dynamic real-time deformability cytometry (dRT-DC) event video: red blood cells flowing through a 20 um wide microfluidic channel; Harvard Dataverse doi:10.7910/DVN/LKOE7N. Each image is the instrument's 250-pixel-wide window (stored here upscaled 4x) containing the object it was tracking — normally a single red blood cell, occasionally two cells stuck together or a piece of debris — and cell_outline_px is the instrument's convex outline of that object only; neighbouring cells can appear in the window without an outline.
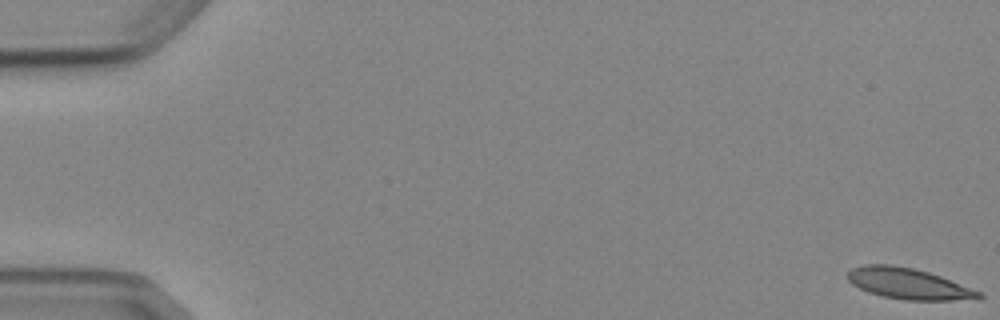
{"species": "Egyptian fruit bat (a non-hibernating species)", "species_latin": "Rousettus aegyptiacus", "temperature_condition": "cold", "stored_images_in_passage": 5, "camera_frame_rate_fps": 3000, "um_per_image_px": 0.085, "animal": {"sex": "female"}, "frame": {"image": 1, "passage_image": 1, "time_ms": 0.0, "image_size_px": [1000, 320], "cell_outline_px": [[984, 296], [952, 300], [904, 300], [884, 296], [868, 292], [852, 284], [848, 280], [848, 272], [852, 268], [864, 264], [888, 264], [912, 268], [928, 272], [940, 276], [980, 292]], "centroid_in_image_um": [77.13, 24.1], "position_along_channel_um": 7.9, "area_um2": 23.12}}
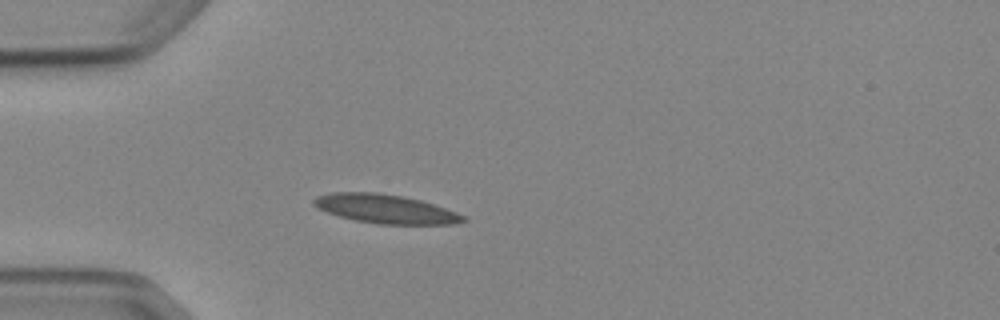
{"frame": {"image": 2, "passage_image": 5, "time_ms": 5.0, "image_size_px": [1000, 320], "cell_outline_px": [[468, 220], [452, 224], [376, 224], [356, 220], [340, 216], [328, 212], [312, 204], [312, 200], [316, 196], [328, 192], [380, 192], [420, 200], [456, 212], [464, 216]], "centroid_in_image_um": [32.73, 17.75], "position_along_channel_um": 52.3, "area_um2": 24.97}}